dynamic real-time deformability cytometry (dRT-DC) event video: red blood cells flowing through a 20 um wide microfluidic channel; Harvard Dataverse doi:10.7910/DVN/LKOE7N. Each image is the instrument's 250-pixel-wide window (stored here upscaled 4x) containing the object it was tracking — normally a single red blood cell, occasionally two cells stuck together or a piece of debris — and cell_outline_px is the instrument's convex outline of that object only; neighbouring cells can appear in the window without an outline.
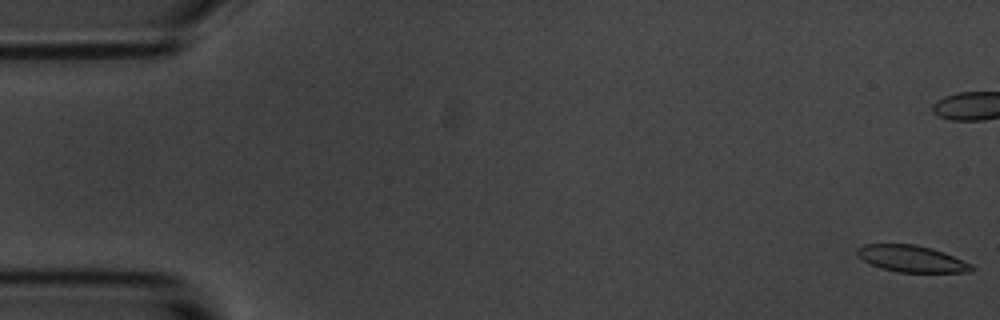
{"species": "common noctule bat (a hibernating species)", "species_latin": "Nyctalus noctula", "temperature_condition": "room temperature", "stored_images_in_passage": 15, "camera_frame_rate_fps": 3000, "um_per_image_px": 0.085, "animal": {"sex": "male", "body_mass_g": 20.1, "forearm_length_mm": 53.5}, "frame": {"image": 1, "passage_image": 1, "time_ms": 0.0, "image_size_px": [1000, 320], "cell_outline_px": [[976, 268], [968, 272], [896, 272], [880, 268], [856, 256], [856, 248], [864, 244], [916, 244], [932, 248], [944, 252], [972, 264]], "centroid_in_image_um": [77.47, 21.99], "position_along_channel_um": 7.5, "area_um2": 17.86}}